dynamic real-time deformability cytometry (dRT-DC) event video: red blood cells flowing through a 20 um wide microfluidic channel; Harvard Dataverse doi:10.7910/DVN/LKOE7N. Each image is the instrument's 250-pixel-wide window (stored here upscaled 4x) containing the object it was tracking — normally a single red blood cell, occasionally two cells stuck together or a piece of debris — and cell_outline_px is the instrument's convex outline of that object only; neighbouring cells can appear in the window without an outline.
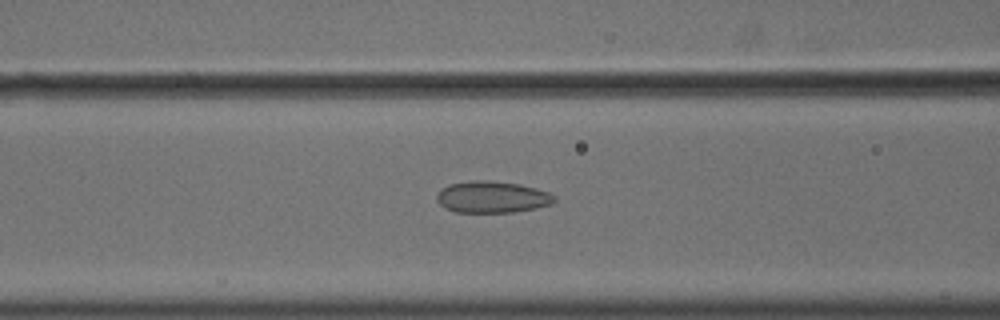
{"species": "common noctule bat (a hibernating species)", "species_latin": "Nyctalus noctula", "temperature_condition": "cold", "stored_images_in_passage": 39, "camera_frame_rate_fps": 3000, "um_per_image_px": 0.085, "animal": {"sex": "male", "body_mass_g": 18.8}, "frame": {"image": 1, "passage_image": 11, "time_ms": 3.333, "image_size_px": [1000, 320], "cell_outline_px": [[556, 200], [552, 204], [536, 208], [512, 212], [456, 212], [444, 208], [436, 200], [436, 196], [444, 188], [452, 184], [472, 180], [488, 180], [520, 184], [536, 188], [548, 192], [556, 196]], "centroid_in_image_um": [41.86, 16.75], "position_along_channel_um": 124.7, "area_um2": 21.62}}
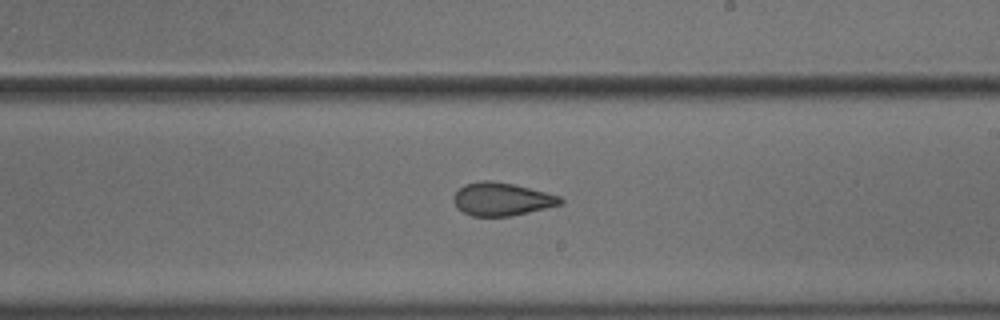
{"frame": {"image": 2, "passage_image": 21, "time_ms": 6.667, "image_size_px": [1000, 320], "cell_outline_px": [[564, 204], [512, 216], [472, 216], [456, 208], [452, 200], [452, 196], [464, 184], [480, 180], [492, 180], [512, 184], [560, 196], [564, 200]], "centroid_in_image_um": [42.63, 16.93], "position_along_channel_um": 246.4, "area_um2": 20.69}}
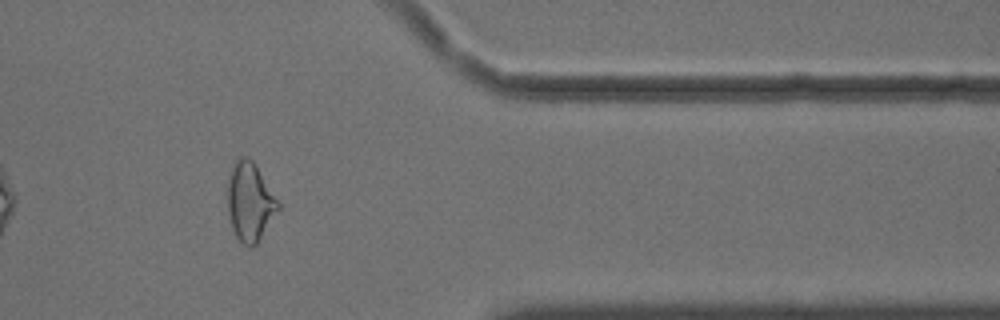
{"frame": {"image": 3, "passage_image": 34, "time_ms": 11.0, "image_size_px": [1000, 320], "cell_outline_px": [[280, 208], [256, 244], [252, 248], [248, 248], [236, 236], [232, 228], [228, 212], [228, 180], [232, 164], [236, 156], [248, 156], [252, 160], [280, 204]], "centroid_in_image_um": [21.22, 17.13], "position_along_channel_um": 390.2, "area_um2": 23.0}, "authors_computed_cell_mechanics": {"area_um2": 21.6172, "velocity_mm_per_s": 3.6438, "shape_relaxation_time_tau1_ms": null, "shape_relaxation_time_tau2_ms": 1.9526, "deformation_change_tau1": null, "deformation_change_tau2": 0.0735}}